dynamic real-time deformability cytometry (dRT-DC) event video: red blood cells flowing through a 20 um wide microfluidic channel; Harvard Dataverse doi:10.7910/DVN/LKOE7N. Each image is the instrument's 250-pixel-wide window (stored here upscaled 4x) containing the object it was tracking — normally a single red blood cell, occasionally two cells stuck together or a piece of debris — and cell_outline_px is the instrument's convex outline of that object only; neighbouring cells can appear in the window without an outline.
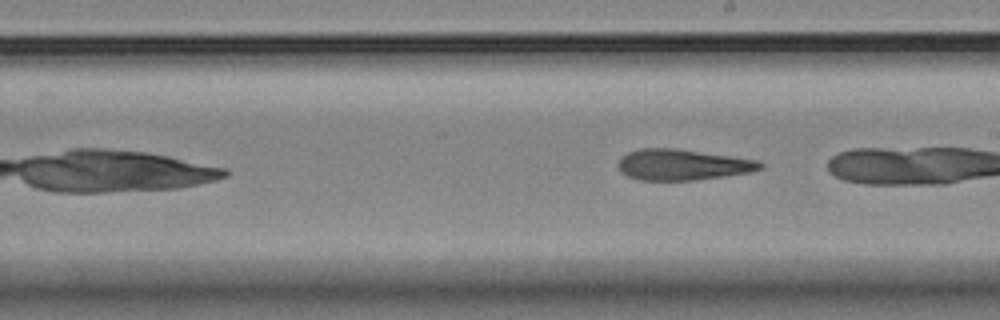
{"species": "Egyptian fruit bat (a non-hibernating species)", "species_latin": "Rousettus aegyptiacus", "temperature_condition": "room temperature", "stored_images_in_passage": 8, "camera_frame_rate_fps": 3000, "um_per_image_px": 0.085, "animal": {"sex": "female"}, "frame": {"image": 1, "passage_image": 8, "time_ms": 8.0, "image_size_px": [1000, 320], "cell_outline_px": [[764, 168], [752, 172], [696, 180], [640, 180], [628, 176], [620, 172], [620, 156], [628, 152], [640, 148], [676, 148], [760, 160], [764, 164]], "centroid_in_image_um": [58.06, 13.99], "position_along_channel_um": 230.9, "area_um2": 25.72}}